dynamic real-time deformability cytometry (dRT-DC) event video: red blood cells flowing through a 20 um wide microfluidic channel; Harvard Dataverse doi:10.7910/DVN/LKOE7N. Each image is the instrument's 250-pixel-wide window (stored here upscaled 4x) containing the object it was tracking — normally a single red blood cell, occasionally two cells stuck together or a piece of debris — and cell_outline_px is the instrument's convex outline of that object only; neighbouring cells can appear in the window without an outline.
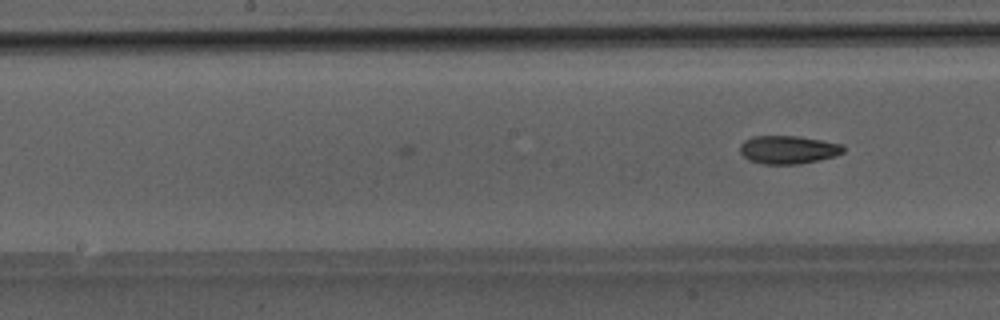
{"species": "Egyptian fruit bat (a non-hibernating species)", "species_latin": "Rousettus aegyptiacus", "temperature_condition": "room temperature", "stored_images_in_passage": 15, "camera_frame_rate_fps": 3000, "um_per_image_px": 0.085, "animal": {"sex": "male"}, "frame": {"image": 1, "passage_image": 15, "time_ms": 4.667, "image_size_px": [1000, 320], "cell_outline_px": [[844, 152], [836, 156], [820, 160], [800, 164], [764, 164], [748, 160], [740, 152], [740, 144], [744, 140], [752, 136], [800, 136], [844, 144]], "centroid_in_image_um": [67.02, 12.72], "position_along_channel_um": 181.2, "area_um2": 17.22}}